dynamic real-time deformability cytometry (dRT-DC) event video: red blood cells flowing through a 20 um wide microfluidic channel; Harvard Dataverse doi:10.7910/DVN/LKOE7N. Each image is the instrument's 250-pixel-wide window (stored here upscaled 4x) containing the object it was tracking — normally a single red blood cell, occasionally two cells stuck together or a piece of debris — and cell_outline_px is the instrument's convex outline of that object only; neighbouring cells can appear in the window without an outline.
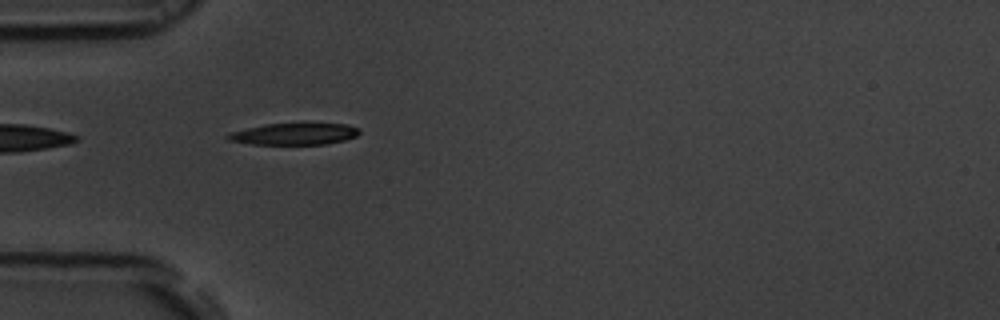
{"species": "common noctule bat (a hibernating species)", "species_latin": "Nyctalus noctula", "temperature_condition": "room temperature", "stored_images_in_passage": 39, "camera_frame_rate_fps": 3000, "um_per_image_px": 0.085, "animal": {"sex": "male", "body_mass_g": 19.5, "forearm_length_mm": 54.6}, "frame": {"image": 1, "passage_image": 1, "time_ms": 0.0, "image_size_px": [1000, 320], "cell_outline_px": [[360, 132], [356, 136], [344, 140], [324, 144], [252, 144], [228, 140], [224, 136], [228, 132], [264, 124], [348, 124], [360, 128]], "centroid_in_image_um": [24.98, 11.38], "position_along_channel_um": 60.0, "area_um2": 16.53}}
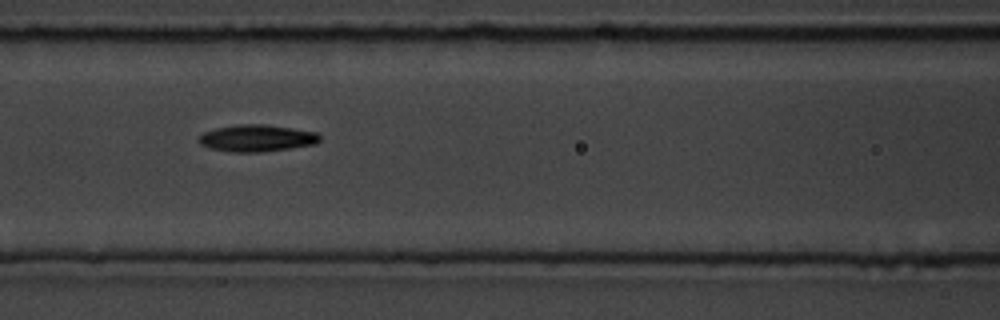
{"frame": {"image": 2, "passage_image": 8, "time_ms": 2.333, "image_size_px": [1000, 320], "cell_outline_px": [[320, 140], [316, 144], [260, 152], [228, 152], [208, 148], [200, 144], [196, 140], [204, 132], [216, 128], [236, 124], [264, 124], [292, 128], [316, 132], [320, 136]], "centroid_in_image_um": [21.78, 11.74], "position_along_channel_um": 144.8, "area_um2": 19.02}}
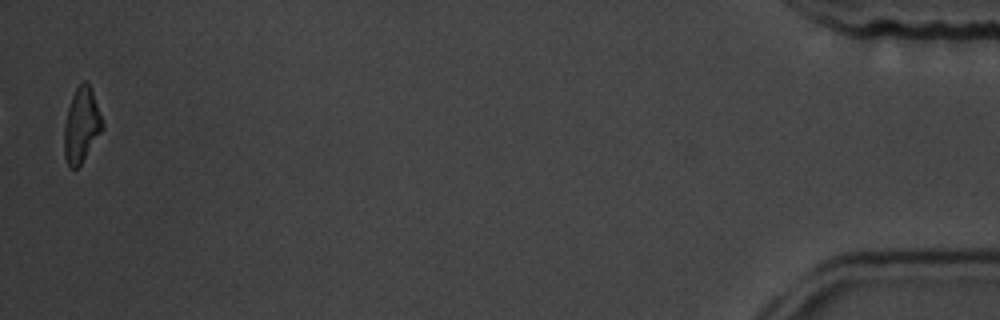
{"frame": {"image": 3, "passage_image": 38, "time_ms": 12.333, "image_size_px": [1000, 320], "cell_outline_px": [[104, 128], [80, 164], [76, 168], [72, 168], [68, 164], [64, 156], [64, 124], [68, 108], [72, 96], [76, 88], [84, 80], [88, 80], [92, 88], [104, 120]], "centroid_in_image_um": [6.95, 10.58], "position_along_channel_um": 428.3, "area_um2": 16.82}, "authors_computed_cell_mechanics": {"area_um2": 17.8024, "velocity_mm_per_s": 3.7674, "shape_relaxation_time_tau1_ms": 2.3646, "shape_relaxation_time_tau2_ms": 6.3294, "deformation_change_tau1": 0.1194, "deformation_change_tau2": 0.1512}}